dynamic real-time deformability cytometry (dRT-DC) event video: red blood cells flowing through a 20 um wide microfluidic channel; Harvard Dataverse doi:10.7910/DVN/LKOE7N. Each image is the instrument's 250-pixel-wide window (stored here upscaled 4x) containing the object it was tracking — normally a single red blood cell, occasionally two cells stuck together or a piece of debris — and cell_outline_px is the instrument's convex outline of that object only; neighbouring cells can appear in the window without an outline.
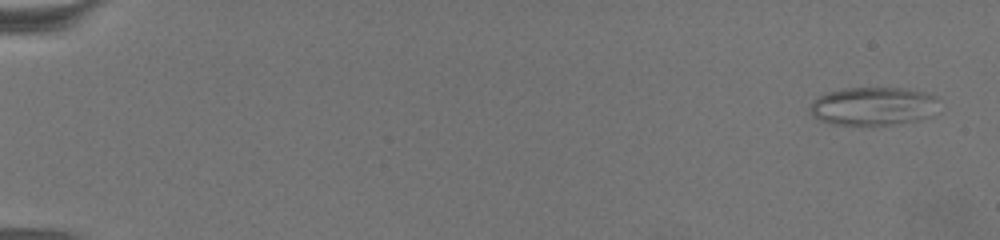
{"species": "common noctule bat (a hibernating species)", "species_latin": "Nyctalus noctula", "temperature_condition": "warm", "stored_images_in_passage": 37, "camera_frame_rate_fps": 3000, "um_per_image_px": 0.085, "animal": {"sex": "female", "body_mass_g": 19.5, "forearm_length_mm": 54.1}, "frame": {"image": 1, "passage_image": 1, "time_ms": 0.0, "image_size_px": [1000, 240], "cell_outline_px": [[936, 100], [928, 116], [916, 120], [892, 124], [832, 124], [816, 120], [808, 112], [808, 108], [820, 96], [828, 92], [848, 88], [900, 88], [924, 92], [936, 96]], "centroid_in_image_um": [74.11, 9.02], "position_along_channel_um": 10.9, "area_um2": 28.09}}
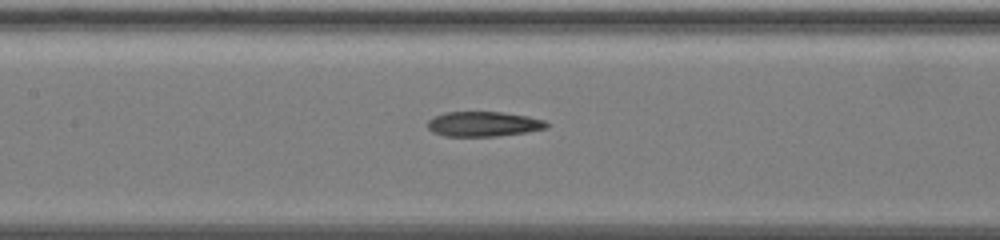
{"frame": {"image": 2, "passage_image": 19, "time_ms": 6.0, "image_size_px": [1000, 240], "cell_outline_px": [[548, 128], [528, 132], [496, 136], [444, 136], [432, 132], [428, 128], [428, 120], [444, 112], [500, 112], [528, 116], [544, 120], [548, 124]], "centroid_in_image_um": [41.1, 10.54], "position_along_channel_um": 166.3, "area_um2": 17.28}}
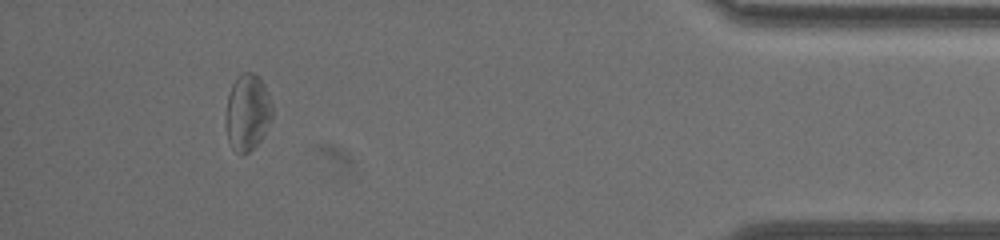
{"frame": {"image": 3, "passage_image": 33, "time_ms": 10.667, "image_size_px": [1000, 240], "cell_outline_px": [[272, 120], [264, 136], [244, 156], [240, 156], [232, 148], [228, 140], [224, 120], [228, 96], [232, 84], [236, 76], [240, 72], [252, 72], [264, 84], [268, 92], [272, 104]], "centroid_in_image_um": [21.02, 9.57], "position_along_channel_um": 414.2, "area_um2": 21.15}}